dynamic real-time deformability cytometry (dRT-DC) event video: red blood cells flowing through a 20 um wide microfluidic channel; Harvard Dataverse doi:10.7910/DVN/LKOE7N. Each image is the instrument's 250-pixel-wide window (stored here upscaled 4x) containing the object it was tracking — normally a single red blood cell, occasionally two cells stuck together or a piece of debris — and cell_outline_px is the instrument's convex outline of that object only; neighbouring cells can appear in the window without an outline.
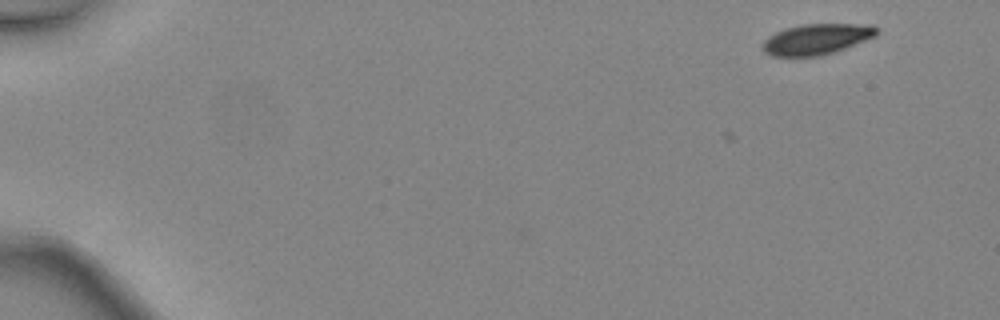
{"species": "common noctule bat (a hibernating species)", "species_latin": "Nyctalus noctula", "temperature_condition": "warm", "stored_images_in_passage": 4, "camera_frame_rate_fps": 3000, "um_per_image_px": 0.085, "animal": {"sex": "female", "body_mass_g": 24.6, "forearm_length_mm": 56.2}, "frame": {"image": 1, "passage_image": 4, "time_ms": 1.0, "image_size_px": [1000, 320], "cell_outline_px": [[880, 32], [876, 36], [844, 48], [820, 56], [772, 56], [764, 52], [764, 40], [768, 36], [784, 28], [800, 24], [872, 24], [880, 28]], "centroid_in_image_um": [69.45, 3.31], "position_along_channel_um": 15.6, "area_um2": 20.46}}